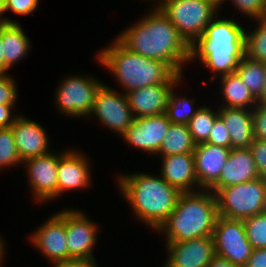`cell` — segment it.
<instances>
[{"instance_id":"obj_7","label":"cell","mask_w":266,"mask_h":267,"mask_svg":"<svg viewBox=\"0 0 266 267\" xmlns=\"http://www.w3.org/2000/svg\"><path fill=\"white\" fill-rule=\"evenodd\" d=\"M158 7L190 46L205 33L218 12L209 0H166Z\"/></svg>"},{"instance_id":"obj_22","label":"cell","mask_w":266,"mask_h":267,"mask_svg":"<svg viewBox=\"0 0 266 267\" xmlns=\"http://www.w3.org/2000/svg\"><path fill=\"white\" fill-rule=\"evenodd\" d=\"M218 116L230 134V148H249L255 139L252 109L220 106Z\"/></svg>"},{"instance_id":"obj_32","label":"cell","mask_w":266,"mask_h":267,"mask_svg":"<svg viewBox=\"0 0 266 267\" xmlns=\"http://www.w3.org/2000/svg\"><path fill=\"white\" fill-rule=\"evenodd\" d=\"M242 14L254 20L265 19L264 0H230Z\"/></svg>"},{"instance_id":"obj_18","label":"cell","mask_w":266,"mask_h":267,"mask_svg":"<svg viewBox=\"0 0 266 267\" xmlns=\"http://www.w3.org/2000/svg\"><path fill=\"white\" fill-rule=\"evenodd\" d=\"M230 151L231 148L207 142L196 144L193 155L199 184L198 190H209L219 180Z\"/></svg>"},{"instance_id":"obj_24","label":"cell","mask_w":266,"mask_h":267,"mask_svg":"<svg viewBox=\"0 0 266 267\" xmlns=\"http://www.w3.org/2000/svg\"><path fill=\"white\" fill-rule=\"evenodd\" d=\"M221 85L223 106L228 108L253 109L258 100L250 92L239 75L235 73L219 76Z\"/></svg>"},{"instance_id":"obj_10","label":"cell","mask_w":266,"mask_h":267,"mask_svg":"<svg viewBox=\"0 0 266 267\" xmlns=\"http://www.w3.org/2000/svg\"><path fill=\"white\" fill-rule=\"evenodd\" d=\"M212 238L216 254L243 267L247 264L253 249L243 220L218 216Z\"/></svg>"},{"instance_id":"obj_45","label":"cell","mask_w":266,"mask_h":267,"mask_svg":"<svg viewBox=\"0 0 266 267\" xmlns=\"http://www.w3.org/2000/svg\"><path fill=\"white\" fill-rule=\"evenodd\" d=\"M258 103L266 105V78H265V85L262 97L258 100Z\"/></svg>"},{"instance_id":"obj_34","label":"cell","mask_w":266,"mask_h":267,"mask_svg":"<svg viewBox=\"0 0 266 267\" xmlns=\"http://www.w3.org/2000/svg\"><path fill=\"white\" fill-rule=\"evenodd\" d=\"M207 143L230 148V134L222 119L218 116L212 126Z\"/></svg>"},{"instance_id":"obj_41","label":"cell","mask_w":266,"mask_h":267,"mask_svg":"<svg viewBox=\"0 0 266 267\" xmlns=\"http://www.w3.org/2000/svg\"><path fill=\"white\" fill-rule=\"evenodd\" d=\"M207 267H243V266L234 264L225 257L215 253Z\"/></svg>"},{"instance_id":"obj_33","label":"cell","mask_w":266,"mask_h":267,"mask_svg":"<svg viewBox=\"0 0 266 267\" xmlns=\"http://www.w3.org/2000/svg\"><path fill=\"white\" fill-rule=\"evenodd\" d=\"M15 79L7 74L0 73V104H15L18 99Z\"/></svg>"},{"instance_id":"obj_31","label":"cell","mask_w":266,"mask_h":267,"mask_svg":"<svg viewBox=\"0 0 266 267\" xmlns=\"http://www.w3.org/2000/svg\"><path fill=\"white\" fill-rule=\"evenodd\" d=\"M22 165L11 127L0 128V169Z\"/></svg>"},{"instance_id":"obj_23","label":"cell","mask_w":266,"mask_h":267,"mask_svg":"<svg viewBox=\"0 0 266 267\" xmlns=\"http://www.w3.org/2000/svg\"><path fill=\"white\" fill-rule=\"evenodd\" d=\"M29 41L21 23L2 24V49L5 61V73L14 67V64L27 55L31 49Z\"/></svg>"},{"instance_id":"obj_47","label":"cell","mask_w":266,"mask_h":267,"mask_svg":"<svg viewBox=\"0 0 266 267\" xmlns=\"http://www.w3.org/2000/svg\"><path fill=\"white\" fill-rule=\"evenodd\" d=\"M147 2H148V0H146ZM149 1H151V0H149ZM164 1H166V0H152V2H155V7H158L160 4H162ZM159 2V3H158Z\"/></svg>"},{"instance_id":"obj_20","label":"cell","mask_w":266,"mask_h":267,"mask_svg":"<svg viewBox=\"0 0 266 267\" xmlns=\"http://www.w3.org/2000/svg\"><path fill=\"white\" fill-rule=\"evenodd\" d=\"M256 163L249 148H233L221 170L219 180L209 189L215 194L223 187L259 178Z\"/></svg>"},{"instance_id":"obj_6","label":"cell","mask_w":266,"mask_h":267,"mask_svg":"<svg viewBox=\"0 0 266 267\" xmlns=\"http://www.w3.org/2000/svg\"><path fill=\"white\" fill-rule=\"evenodd\" d=\"M218 215L244 220L266 212V179L259 177L221 188L217 193Z\"/></svg>"},{"instance_id":"obj_14","label":"cell","mask_w":266,"mask_h":267,"mask_svg":"<svg viewBox=\"0 0 266 267\" xmlns=\"http://www.w3.org/2000/svg\"><path fill=\"white\" fill-rule=\"evenodd\" d=\"M171 122L166 113L140 117L121 136L131 146L155 156L166 136Z\"/></svg>"},{"instance_id":"obj_8","label":"cell","mask_w":266,"mask_h":267,"mask_svg":"<svg viewBox=\"0 0 266 267\" xmlns=\"http://www.w3.org/2000/svg\"><path fill=\"white\" fill-rule=\"evenodd\" d=\"M103 83L89 74L65 77L55 92V104L62 115L72 118L88 117L97 90Z\"/></svg>"},{"instance_id":"obj_17","label":"cell","mask_w":266,"mask_h":267,"mask_svg":"<svg viewBox=\"0 0 266 267\" xmlns=\"http://www.w3.org/2000/svg\"><path fill=\"white\" fill-rule=\"evenodd\" d=\"M11 130L22 162L51 152L48 147V134L40 123L19 115L11 126Z\"/></svg>"},{"instance_id":"obj_38","label":"cell","mask_w":266,"mask_h":267,"mask_svg":"<svg viewBox=\"0 0 266 267\" xmlns=\"http://www.w3.org/2000/svg\"><path fill=\"white\" fill-rule=\"evenodd\" d=\"M15 104H0V128H8L13 125L19 114H12Z\"/></svg>"},{"instance_id":"obj_29","label":"cell","mask_w":266,"mask_h":267,"mask_svg":"<svg viewBox=\"0 0 266 267\" xmlns=\"http://www.w3.org/2000/svg\"><path fill=\"white\" fill-rule=\"evenodd\" d=\"M218 110L215 112L207 106H200L188 123L189 131L196 144L206 142L209 138Z\"/></svg>"},{"instance_id":"obj_3","label":"cell","mask_w":266,"mask_h":267,"mask_svg":"<svg viewBox=\"0 0 266 267\" xmlns=\"http://www.w3.org/2000/svg\"><path fill=\"white\" fill-rule=\"evenodd\" d=\"M117 178L120 193L138 220L157 232L172 214L181 192L160 175L140 172Z\"/></svg>"},{"instance_id":"obj_37","label":"cell","mask_w":266,"mask_h":267,"mask_svg":"<svg viewBox=\"0 0 266 267\" xmlns=\"http://www.w3.org/2000/svg\"><path fill=\"white\" fill-rule=\"evenodd\" d=\"M40 0H6V11L20 16L31 15L39 6Z\"/></svg>"},{"instance_id":"obj_44","label":"cell","mask_w":266,"mask_h":267,"mask_svg":"<svg viewBox=\"0 0 266 267\" xmlns=\"http://www.w3.org/2000/svg\"><path fill=\"white\" fill-rule=\"evenodd\" d=\"M5 240L4 239H2L1 238V236H0V267L2 266V262H3V258H4V255H5V243L6 242H4Z\"/></svg>"},{"instance_id":"obj_13","label":"cell","mask_w":266,"mask_h":267,"mask_svg":"<svg viewBox=\"0 0 266 267\" xmlns=\"http://www.w3.org/2000/svg\"><path fill=\"white\" fill-rule=\"evenodd\" d=\"M98 226L81 210L66 209V243L70 260L95 259L92 254L97 239Z\"/></svg>"},{"instance_id":"obj_19","label":"cell","mask_w":266,"mask_h":267,"mask_svg":"<svg viewBox=\"0 0 266 267\" xmlns=\"http://www.w3.org/2000/svg\"><path fill=\"white\" fill-rule=\"evenodd\" d=\"M174 86L178 84H154L125 93L134 118L166 113L169 93Z\"/></svg>"},{"instance_id":"obj_26","label":"cell","mask_w":266,"mask_h":267,"mask_svg":"<svg viewBox=\"0 0 266 267\" xmlns=\"http://www.w3.org/2000/svg\"><path fill=\"white\" fill-rule=\"evenodd\" d=\"M236 73L246 84L253 96L259 100L264 91L266 64L254 61L245 56L239 63Z\"/></svg>"},{"instance_id":"obj_35","label":"cell","mask_w":266,"mask_h":267,"mask_svg":"<svg viewBox=\"0 0 266 267\" xmlns=\"http://www.w3.org/2000/svg\"><path fill=\"white\" fill-rule=\"evenodd\" d=\"M252 120L255 138L266 141V105L258 103L252 109Z\"/></svg>"},{"instance_id":"obj_30","label":"cell","mask_w":266,"mask_h":267,"mask_svg":"<svg viewBox=\"0 0 266 267\" xmlns=\"http://www.w3.org/2000/svg\"><path fill=\"white\" fill-rule=\"evenodd\" d=\"M243 223L252 249L266 248V212L248 217Z\"/></svg>"},{"instance_id":"obj_46","label":"cell","mask_w":266,"mask_h":267,"mask_svg":"<svg viewBox=\"0 0 266 267\" xmlns=\"http://www.w3.org/2000/svg\"><path fill=\"white\" fill-rule=\"evenodd\" d=\"M209 1L212 2L219 9L221 8L225 0H209Z\"/></svg>"},{"instance_id":"obj_27","label":"cell","mask_w":266,"mask_h":267,"mask_svg":"<svg viewBox=\"0 0 266 267\" xmlns=\"http://www.w3.org/2000/svg\"><path fill=\"white\" fill-rule=\"evenodd\" d=\"M176 86L169 93L166 115L173 124L188 125L190 119L196 114L198 107H194L195 100L187 97H179L175 92Z\"/></svg>"},{"instance_id":"obj_40","label":"cell","mask_w":266,"mask_h":267,"mask_svg":"<svg viewBox=\"0 0 266 267\" xmlns=\"http://www.w3.org/2000/svg\"><path fill=\"white\" fill-rule=\"evenodd\" d=\"M54 267H97L96 259H72L59 262Z\"/></svg>"},{"instance_id":"obj_39","label":"cell","mask_w":266,"mask_h":267,"mask_svg":"<svg viewBox=\"0 0 266 267\" xmlns=\"http://www.w3.org/2000/svg\"><path fill=\"white\" fill-rule=\"evenodd\" d=\"M244 267H266V248L252 250Z\"/></svg>"},{"instance_id":"obj_15","label":"cell","mask_w":266,"mask_h":267,"mask_svg":"<svg viewBox=\"0 0 266 267\" xmlns=\"http://www.w3.org/2000/svg\"><path fill=\"white\" fill-rule=\"evenodd\" d=\"M168 257L163 267H207L215 254L212 236L182 242H167Z\"/></svg>"},{"instance_id":"obj_25","label":"cell","mask_w":266,"mask_h":267,"mask_svg":"<svg viewBox=\"0 0 266 267\" xmlns=\"http://www.w3.org/2000/svg\"><path fill=\"white\" fill-rule=\"evenodd\" d=\"M196 143L188 125L170 124L157 156L165 157L174 154L193 153Z\"/></svg>"},{"instance_id":"obj_11","label":"cell","mask_w":266,"mask_h":267,"mask_svg":"<svg viewBox=\"0 0 266 267\" xmlns=\"http://www.w3.org/2000/svg\"><path fill=\"white\" fill-rule=\"evenodd\" d=\"M28 173V185L38 203L58 199V153L32 157L22 162Z\"/></svg>"},{"instance_id":"obj_42","label":"cell","mask_w":266,"mask_h":267,"mask_svg":"<svg viewBox=\"0 0 266 267\" xmlns=\"http://www.w3.org/2000/svg\"><path fill=\"white\" fill-rule=\"evenodd\" d=\"M7 12L6 11V0H0V25L7 24V23H16L15 20H11L3 14Z\"/></svg>"},{"instance_id":"obj_1","label":"cell","mask_w":266,"mask_h":267,"mask_svg":"<svg viewBox=\"0 0 266 267\" xmlns=\"http://www.w3.org/2000/svg\"><path fill=\"white\" fill-rule=\"evenodd\" d=\"M119 34L116 39L129 51L165 62L177 74L190 62V45L159 7Z\"/></svg>"},{"instance_id":"obj_36","label":"cell","mask_w":266,"mask_h":267,"mask_svg":"<svg viewBox=\"0 0 266 267\" xmlns=\"http://www.w3.org/2000/svg\"><path fill=\"white\" fill-rule=\"evenodd\" d=\"M249 149L256 163L260 177L266 179V141L254 139Z\"/></svg>"},{"instance_id":"obj_9","label":"cell","mask_w":266,"mask_h":267,"mask_svg":"<svg viewBox=\"0 0 266 267\" xmlns=\"http://www.w3.org/2000/svg\"><path fill=\"white\" fill-rule=\"evenodd\" d=\"M95 115L105 128L123 135L135 120L130 109L126 94L114 91L107 84L97 90L89 116Z\"/></svg>"},{"instance_id":"obj_43","label":"cell","mask_w":266,"mask_h":267,"mask_svg":"<svg viewBox=\"0 0 266 267\" xmlns=\"http://www.w3.org/2000/svg\"><path fill=\"white\" fill-rule=\"evenodd\" d=\"M0 73H5V61L2 49V25H0Z\"/></svg>"},{"instance_id":"obj_28","label":"cell","mask_w":266,"mask_h":267,"mask_svg":"<svg viewBox=\"0 0 266 267\" xmlns=\"http://www.w3.org/2000/svg\"><path fill=\"white\" fill-rule=\"evenodd\" d=\"M254 31H245V56L266 64V19L256 20Z\"/></svg>"},{"instance_id":"obj_4","label":"cell","mask_w":266,"mask_h":267,"mask_svg":"<svg viewBox=\"0 0 266 267\" xmlns=\"http://www.w3.org/2000/svg\"><path fill=\"white\" fill-rule=\"evenodd\" d=\"M97 61L107 68L124 93L154 84H180L183 75L175 73L165 62L129 51L116 38L101 49Z\"/></svg>"},{"instance_id":"obj_21","label":"cell","mask_w":266,"mask_h":267,"mask_svg":"<svg viewBox=\"0 0 266 267\" xmlns=\"http://www.w3.org/2000/svg\"><path fill=\"white\" fill-rule=\"evenodd\" d=\"M161 159V173L159 174L163 179L181 193L199 191L196 190L199 188V184L196 178L193 153L174 154Z\"/></svg>"},{"instance_id":"obj_16","label":"cell","mask_w":266,"mask_h":267,"mask_svg":"<svg viewBox=\"0 0 266 267\" xmlns=\"http://www.w3.org/2000/svg\"><path fill=\"white\" fill-rule=\"evenodd\" d=\"M63 150L58 153V196L65 191L89 188L91 185L90 162L81 151Z\"/></svg>"},{"instance_id":"obj_12","label":"cell","mask_w":266,"mask_h":267,"mask_svg":"<svg viewBox=\"0 0 266 267\" xmlns=\"http://www.w3.org/2000/svg\"><path fill=\"white\" fill-rule=\"evenodd\" d=\"M29 239L54 265L70 260L66 243V210L54 214L33 231Z\"/></svg>"},{"instance_id":"obj_2","label":"cell","mask_w":266,"mask_h":267,"mask_svg":"<svg viewBox=\"0 0 266 267\" xmlns=\"http://www.w3.org/2000/svg\"><path fill=\"white\" fill-rule=\"evenodd\" d=\"M244 57L245 29L234 19H218V15L190 46V62L198 58L203 66L214 71L212 82L215 77L235 73Z\"/></svg>"},{"instance_id":"obj_48","label":"cell","mask_w":266,"mask_h":267,"mask_svg":"<svg viewBox=\"0 0 266 267\" xmlns=\"http://www.w3.org/2000/svg\"><path fill=\"white\" fill-rule=\"evenodd\" d=\"M265 3V19H266V0H264Z\"/></svg>"},{"instance_id":"obj_5","label":"cell","mask_w":266,"mask_h":267,"mask_svg":"<svg viewBox=\"0 0 266 267\" xmlns=\"http://www.w3.org/2000/svg\"><path fill=\"white\" fill-rule=\"evenodd\" d=\"M217 197L211 190L181 193L175 209L158 233L167 242H182L213 235L218 217Z\"/></svg>"}]
</instances>
